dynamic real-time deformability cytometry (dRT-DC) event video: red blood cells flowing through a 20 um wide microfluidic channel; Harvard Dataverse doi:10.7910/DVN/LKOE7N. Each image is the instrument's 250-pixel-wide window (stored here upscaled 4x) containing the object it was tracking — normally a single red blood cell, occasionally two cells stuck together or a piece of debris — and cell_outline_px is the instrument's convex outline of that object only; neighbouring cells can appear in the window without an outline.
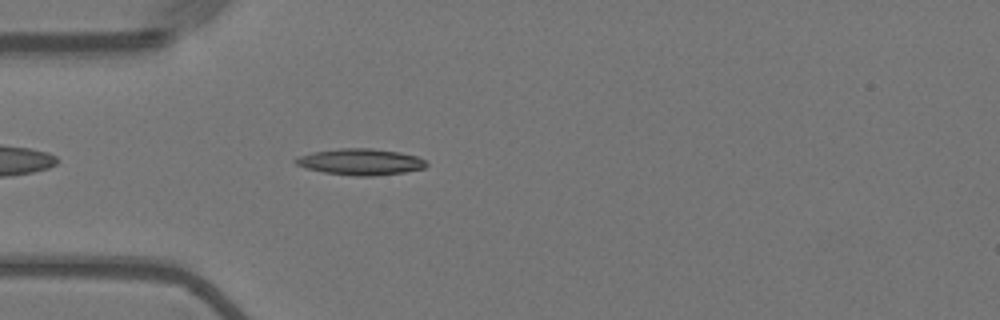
{"species": "Egyptian fruit bat (a non-hibernating species)", "species_latin": "Rousettus aegyptiacus", "temperature_condition": "warm", "stored_images_in_passage": 44, "camera_frame_rate_fps": 3000, "um_per_image_px": 0.085, "animal": {"sex": "female"}, "frame": {"image": 1, "passage_image": 4, "time_ms": 1.0, "image_size_px": [1000, 320], "cell_outline_px": [[428, 164], [424, 168], [404, 172], [372, 176], [356, 176], [324, 172], [304, 168], [296, 164], [292, 160], [300, 156], [312, 152], [340, 148], [372, 148], [400, 152], [416, 156], [424, 160]], "centroid_in_image_um": [30.62, 13.75], "position_along_channel_um": 54.4, "area_um2": 20.0}}
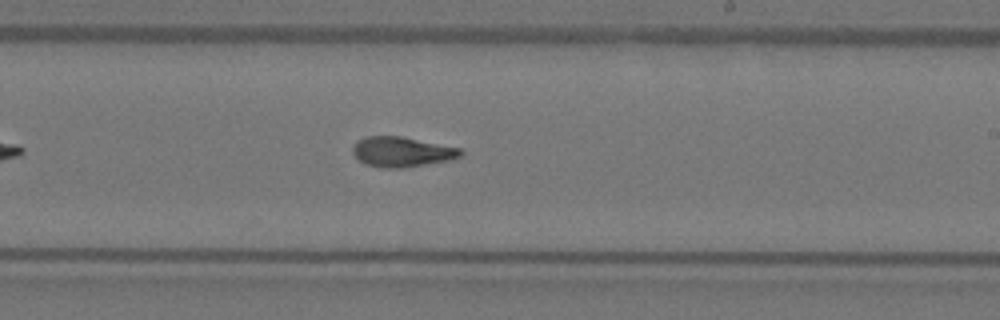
{"frame": {"image": 2, "passage_image": 21, "time_ms": 6.667, "image_size_px": [1000, 320], "cell_outline_px": [[464, 152], [460, 156], [452, 160], [404, 168], [380, 168], [364, 164], [352, 152], [352, 148], [356, 140], [368, 136], [400, 136], [460, 148]], "centroid_in_image_um": [34.15, 12.92], "position_along_channel_um": 254.9, "area_um2": 19.02}}
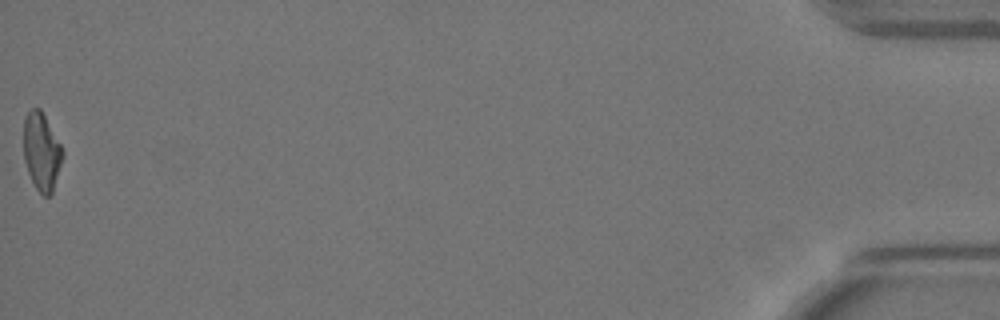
{"frame": {"image": 3, "passage_image": 44, "time_ms": 14.333, "image_size_px": [1000, 320], "cell_outline_px": [[64, 156], [52, 192], [48, 196], [44, 196], [36, 188], [28, 172], [24, 160], [24, 120], [28, 112], [32, 108], [40, 108], [60, 144], [64, 152]], "centroid_in_image_um": [3.54, 12.89], "position_along_channel_um": 431.7, "area_um2": 17.4}, "authors_computed_cell_mechanics": {"area_um2": 18.5249, "velocity_mm_per_s": 3.6408, "shape_relaxation_time_tau1_ms": 8.5692, "shape_relaxation_time_tau2_ms": 2.3504, "deformation_change_tau1": 0.2576, "deformation_change_tau2": 0.095}}